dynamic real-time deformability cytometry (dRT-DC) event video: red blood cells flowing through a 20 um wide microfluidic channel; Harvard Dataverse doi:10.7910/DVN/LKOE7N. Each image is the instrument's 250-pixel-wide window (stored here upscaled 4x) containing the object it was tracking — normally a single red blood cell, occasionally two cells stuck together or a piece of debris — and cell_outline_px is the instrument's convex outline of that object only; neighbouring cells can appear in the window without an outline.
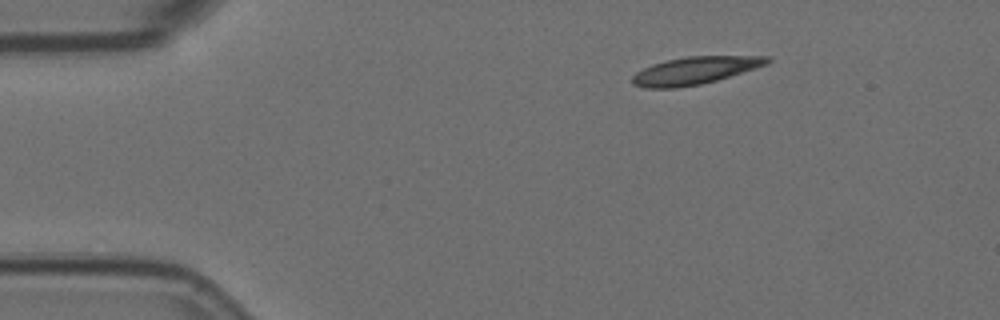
{"species": "Egyptian fruit bat (a non-hibernating species)", "species_latin": "Rousettus aegyptiacus", "temperature_condition": "room temperature", "stored_images_in_passage": 3, "camera_frame_rate_fps": 3000, "um_per_image_px": 0.085, "animal": {"sex": "female"}, "frame": {"image": 1, "passage_image": 1, "time_ms": 0.0, "image_size_px": [1000, 320], "cell_outline_px": [[772, 60], [768, 64], [716, 80], [700, 84], [676, 88], [648, 88], [632, 84], [632, 76], [636, 72], [652, 64], [668, 60], [688, 56], [772, 56]], "centroid_in_image_um": [59.08, 5.99], "position_along_channel_um": 25.9, "area_um2": 21.44}}